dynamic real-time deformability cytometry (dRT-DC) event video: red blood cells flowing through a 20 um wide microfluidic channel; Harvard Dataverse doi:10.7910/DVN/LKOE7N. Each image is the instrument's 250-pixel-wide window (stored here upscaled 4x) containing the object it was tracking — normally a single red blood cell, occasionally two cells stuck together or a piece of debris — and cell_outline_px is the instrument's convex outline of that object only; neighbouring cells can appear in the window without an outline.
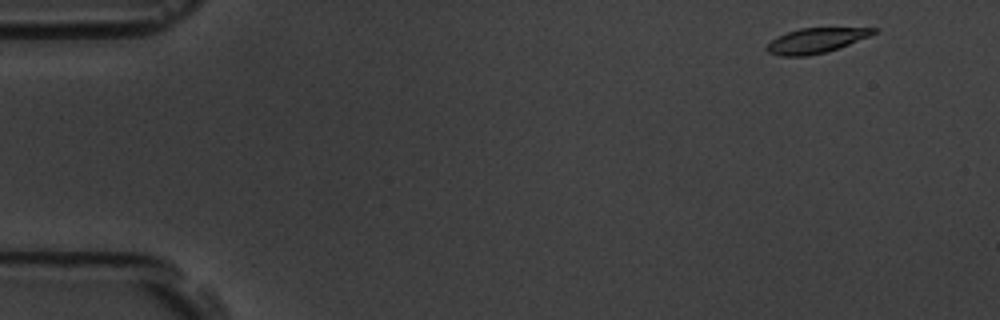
{"species": "common noctule bat (a hibernating species)", "species_latin": "Nyctalus noctula", "temperature_condition": "room temperature", "stored_images_in_passage": 4, "camera_frame_rate_fps": 3000, "um_per_image_px": 0.085, "animal": {"sex": "male", "body_mass_g": 19.5, "forearm_length_mm": 54.6}, "frame": {"image": 1, "passage_image": 1, "time_ms": 0.0, "image_size_px": [1000, 320], "cell_outline_px": [[880, 28], [876, 32], [868, 36], [840, 48], [808, 56], [780, 56], [768, 52], [764, 48], [776, 36], [800, 28]], "centroid_in_image_um": [69.32, 3.45], "position_along_channel_um": 15.7, "area_um2": 15.43}}